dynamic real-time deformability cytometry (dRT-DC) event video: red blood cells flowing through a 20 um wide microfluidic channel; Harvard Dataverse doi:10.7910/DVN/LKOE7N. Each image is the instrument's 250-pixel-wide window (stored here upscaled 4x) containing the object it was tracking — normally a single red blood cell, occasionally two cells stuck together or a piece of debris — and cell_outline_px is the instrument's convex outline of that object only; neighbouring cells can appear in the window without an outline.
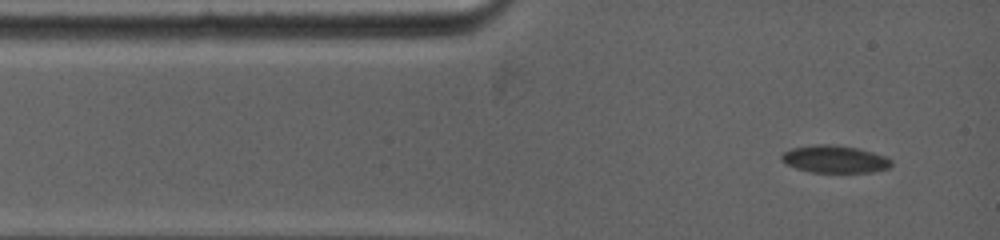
{"species": "common noctule bat (a hibernating species)", "species_latin": "Nyctalus noctula", "temperature_condition": "warm", "stored_images_in_passage": 8, "camera_frame_rate_fps": 5000, "um_per_image_px": 0.085, "animal": {"sex": "female", "body_mass_g": 19.0, "forearm_length_mm": 53.3}, "frame": {"image": 1, "passage_image": 1, "time_ms": 0.0, "image_size_px": [1000, 240], "cell_outline_px": [[892, 164], [888, 168], [872, 172], [808, 172], [784, 164], [780, 160], [780, 156], [784, 152], [792, 148], [816, 144], [832, 144], [856, 148], [872, 152], [884, 156], [892, 160]], "centroid_in_image_um": [70.9, 13.53], "position_along_channel_um": 14.1, "area_um2": 17.57}}
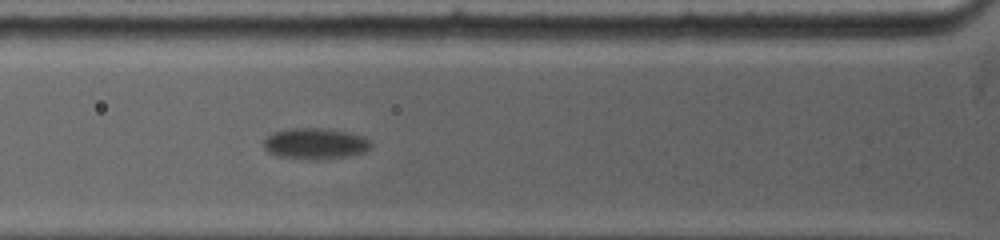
{"frame": {"image": 2, "passage_image": 6, "time_ms": 3.4, "image_size_px": [1000, 240], "cell_outline_px": [[372, 144], [364, 152], [348, 156], [316, 160], [308, 160], [276, 156], [268, 152], [264, 148], [264, 140], [268, 136], [276, 132], [292, 128], [320, 128], [348, 132], [360, 136], [368, 140]], "centroid_in_image_um": [26.76, 12.23], "position_along_channel_um": 99.0, "area_um2": 19.25}}
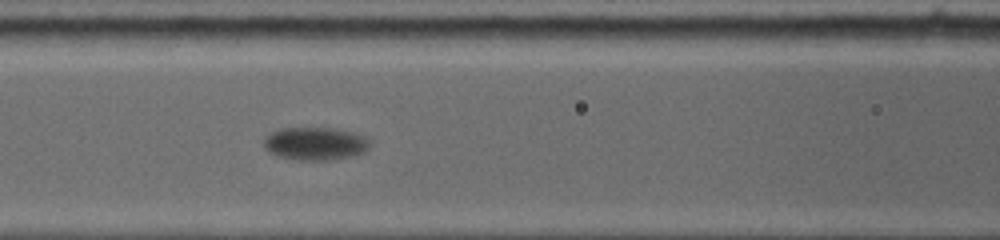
{"frame": {"image": 3, "passage_image": 8, "time_ms": 4.6, "image_size_px": [1000, 240], "cell_outline_px": [[368, 148], [364, 152], [352, 156], [332, 160], [296, 160], [276, 156], [268, 152], [264, 148], [264, 140], [272, 132], [280, 128], [332, 128], [352, 132], [364, 136], [368, 140]], "centroid_in_image_um": [26.76, 12.22], "position_along_channel_um": 139.8, "area_um2": 20.35}}